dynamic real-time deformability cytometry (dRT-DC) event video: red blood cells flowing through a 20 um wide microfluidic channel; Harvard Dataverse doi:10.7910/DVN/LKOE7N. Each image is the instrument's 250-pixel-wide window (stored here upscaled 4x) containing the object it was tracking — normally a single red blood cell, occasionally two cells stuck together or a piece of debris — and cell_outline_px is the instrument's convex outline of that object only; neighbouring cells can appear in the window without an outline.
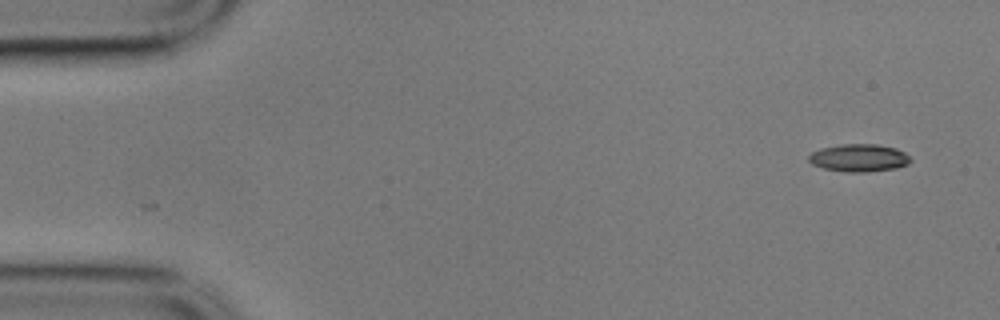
{"species": "common noctule bat (a hibernating species)", "species_latin": "Nyctalus noctula", "temperature_condition": "cold", "stored_images_in_passage": 2, "camera_frame_rate_fps": 3000, "um_per_image_px": 0.085, "animal": {"sex": "male", "body_mass_g": 17.9}, "frame": {"image": 1, "passage_image": 1, "time_ms": 0.0, "image_size_px": [1000, 320], "cell_outline_px": [[912, 160], [908, 164], [896, 168], [868, 172], [844, 172], [824, 168], [812, 164], [808, 160], [808, 156], [812, 152], [820, 148], [840, 144], [876, 144], [896, 148], [904, 152]], "centroid_in_image_um": [73.0, 13.42], "position_along_channel_um": 12.0, "area_um2": 16.47}}